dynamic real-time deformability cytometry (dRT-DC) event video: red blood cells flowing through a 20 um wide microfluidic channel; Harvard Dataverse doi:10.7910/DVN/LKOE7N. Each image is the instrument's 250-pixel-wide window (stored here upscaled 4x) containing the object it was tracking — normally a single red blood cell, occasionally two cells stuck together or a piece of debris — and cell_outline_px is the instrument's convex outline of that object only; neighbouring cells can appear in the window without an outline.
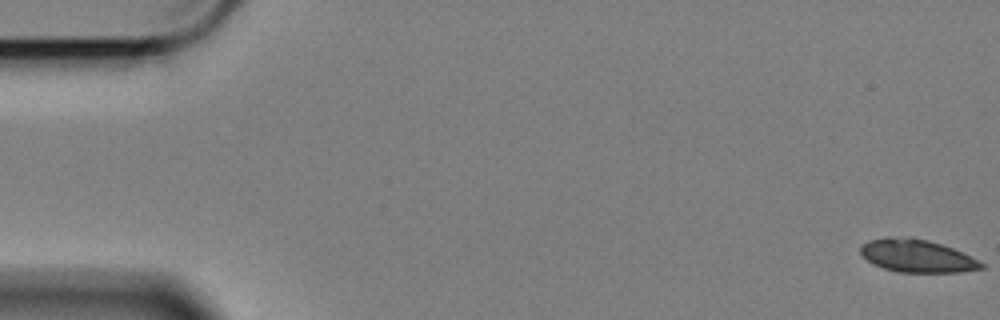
{"species": "Egyptian fruit bat (a non-hibernating species)", "species_latin": "Rousettus aegyptiacus", "temperature_condition": "cold", "stored_images_in_passage": 59, "camera_frame_rate_fps": 3000, "um_per_image_px": 0.085, "animal": {"sex": "female"}, "frame": {"image": 1, "passage_image": 1, "time_ms": 0.0, "image_size_px": [1000, 320], "cell_outline_px": [[984, 268], [960, 272], [896, 272], [872, 264], [860, 252], [860, 244], [868, 240], [884, 236], [912, 236], [928, 240], [952, 248], [984, 264]], "centroid_in_image_um": [77.86, 21.73], "position_along_channel_um": 7.1, "area_um2": 23.18}}
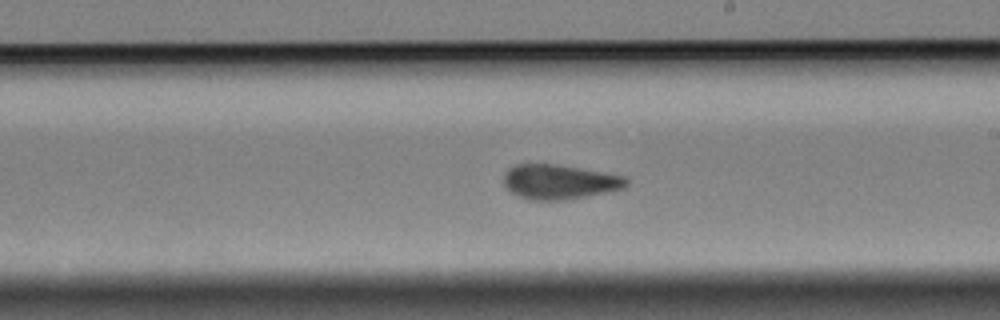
{"frame": {"image": 2, "passage_image": 34, "time_ms": 11.0, "image_size_px": [1000, 320], "cell_outline_px": [[628, 184], [624, 188], [608, 192], [564, 200], [532, 200], [516, 196], [504, 184], [504, 172], [508, 168], [516, 164], [552, 164], [624, 176], [628, 180]], "centroid_in_image_um": [47.52, 15.47], "position_along_channel_um": 241.5, "area_um2": 24.51}}
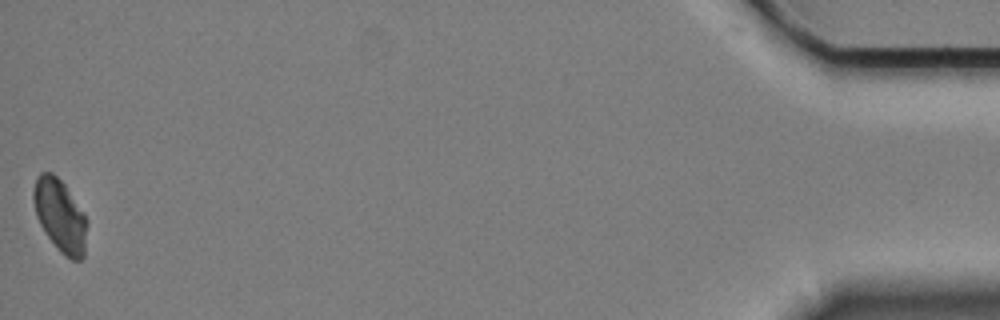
{"frame": {"image": 3, "passage_image": 59, "time_ms": 19.333, "image_size_px": [1000, 320], "cell_outline_px": [[88, 224], [84, 256], [80, 260], [72, 260], [64, 256], [60, 252], [48, 236], [40, 224], [36, 216], [32, 200], [32, 192], [36, 176], [40, 172], [52, 172], [64, 184], [88, 220]], "centroid_in_image_um": [5.1, 18.33], "position_along_channel_um": 430.1, "area_um2": 22.77}, "authors_computed_cell_mechanics": {"area_um2": 24.6806, "velocity_mm_per_s": 3.3787, "shape_relaxation_time_tau1_ms": 4.8556, "shape_relaxation_time_tau2_ms": null, "deformation_change_tau1": 0.1022, "deformation_change_tau2": null}}